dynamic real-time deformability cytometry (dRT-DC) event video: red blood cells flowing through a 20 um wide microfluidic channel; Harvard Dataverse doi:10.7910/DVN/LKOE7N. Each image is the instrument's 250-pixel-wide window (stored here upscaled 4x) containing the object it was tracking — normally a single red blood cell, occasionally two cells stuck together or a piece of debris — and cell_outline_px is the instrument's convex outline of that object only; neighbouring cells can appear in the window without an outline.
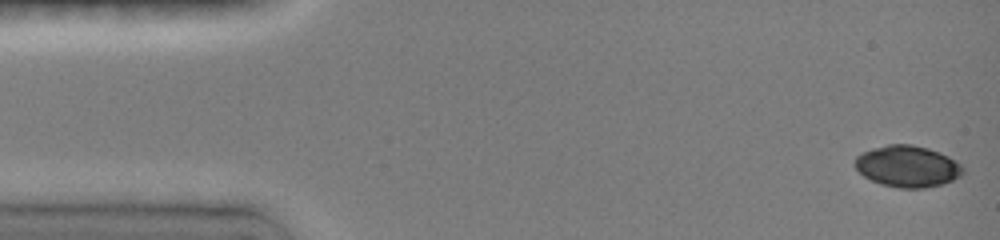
{"species": "common noctule bat (a hibernating species)", "species_latin": "Nyctalus noctula", "temperature_condition": "room temperature", "stored_images_in_passage": 20, "camera_frame_rate_fps": 3000, "um_per_image_px": 0.085, "animal": {"sex": "female", "body_mass_g": 19.0, "forearm_length_mm": 51.5}, "frame": {"image": 1, "passage_image": 1, "time_ms": 0.0, "image_size_px": [1000, 240], "cell_outline_px": [[964, 172], [960, 176], [952, 180], [940, 184], [924, 188], [900, 188], [880, 184], [864, 176], [856, 168], [856, 156], [872, 148], [888, 144], [912, 144], [928, 148], [948, 156], [960, 164], [964, 168]], "centroid_in_image_um": [77.14, 14.13], "position_along_channel_um": 7.9, "area_um2": 25.89}}
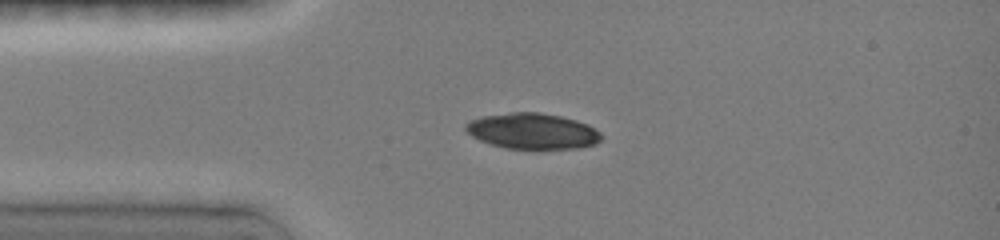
{"frame": {"image": 2, "passage_image": 8, "time_ms": 3.333, "image_size_px": [1000, 240], "cell_outline_px": [[604, 136], [596, 144], [580, 148], [536, 152], [504, 148], [480, 140], [472, 136], [464, 128], [464, 124], [468, 120], [480, 116], [512, 112], [540, 112], [560, 116], [576, 120], [588, 124], [600, 132]], "centroid_in_image_um": [45.28, 11.19], "position_along_channel_um": 39.7, "area_um2": 29.48}}
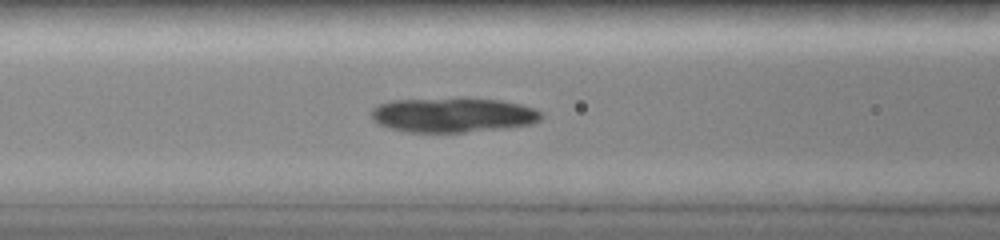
{"frame": {"image": 3, "passage_image": 13, "time_ms": 6.0, "image_size_px": [1000, 240], "cell_outline_px": [[544, 116], [540, 120], [532, 124], [504, 128], [464, 132], [408, 132], [388, 128], [372, 120], [372, 108], [380, 104], [392, 100], [500, 100], [520, 104], [536, 108]], "centroid_in_image_um": [38.52, 9.8], "position_along_channel_um": 128.1, "area_um2": 33.58}}